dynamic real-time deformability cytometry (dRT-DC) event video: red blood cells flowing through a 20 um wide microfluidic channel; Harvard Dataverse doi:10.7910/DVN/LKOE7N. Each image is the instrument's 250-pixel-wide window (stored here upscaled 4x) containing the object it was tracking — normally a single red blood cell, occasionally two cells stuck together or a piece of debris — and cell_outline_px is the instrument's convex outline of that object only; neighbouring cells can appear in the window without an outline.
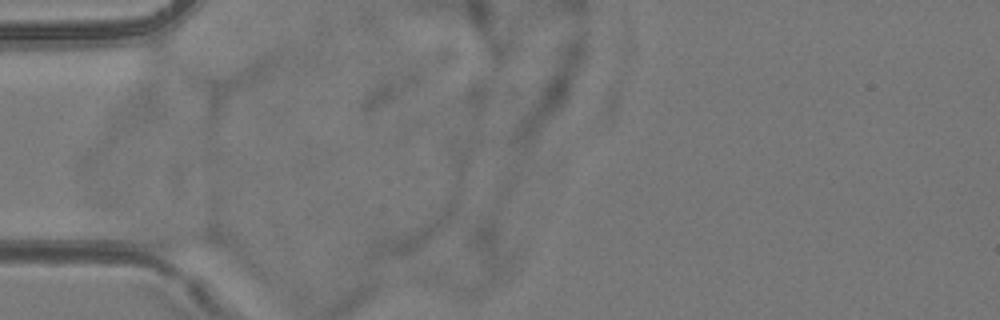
{"species": "common noctule bat (a hibernating species)", "species_latin": "Nyctalus noctula", "temperature_condition": "room temperature", "stored_images_in_passage": 2, "camera_frame_rate_fps": 3000, "um_per_image_px": 0.085, "animal": {"sex": "female", "body_mass_g": 24.6, "forearm_length_mm": 56.2}, "frame": {"image": 1, "passage_image": 1, "time_ms": 0.0, "image_size_px": [1000, 320], "cell_outline_px": [[224, 244], [216, 248], [168, 252], [152, 248], [132, 232], [132, 228], [148, 224], [216, 232]], "centroid_in_image_um": [15.03, 20.25], "position_along_channel_um": 70.0, "area_um2": 12.6}}